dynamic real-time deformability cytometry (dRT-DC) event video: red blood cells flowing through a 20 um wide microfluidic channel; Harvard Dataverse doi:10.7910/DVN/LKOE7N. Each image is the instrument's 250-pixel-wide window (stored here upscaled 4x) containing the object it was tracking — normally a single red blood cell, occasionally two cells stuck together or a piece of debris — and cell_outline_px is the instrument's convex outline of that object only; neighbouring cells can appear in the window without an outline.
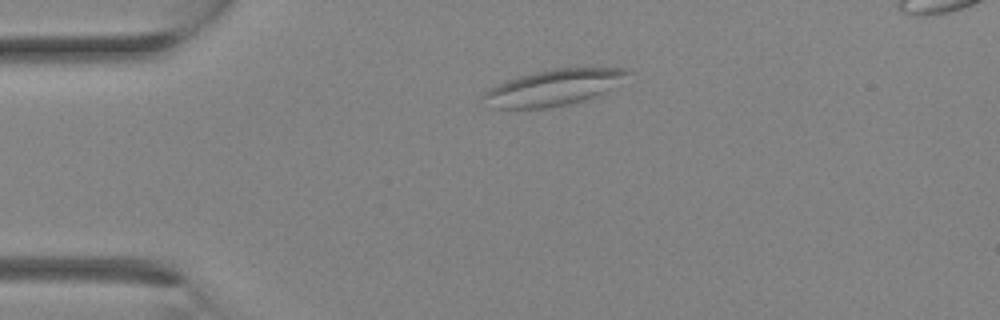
{"species": "Egyptian fruit bat (a non-hibernating species)", "species_latin": "Rousettus aegyptiacus", "temperature_condition": "room temperature", "stored_images_in_passage": 2, "camera_frame_rate_fps": 3000, "um_per_image_px": 0.085, "animal": {"sex": "female"}, "frame": {"image": 1, "passage_image": 1, "time_ms": 0.0, "image_size_px": [1000, 320], "cell_outline_px": [[632, 72], [600, 96], [568, 104], [544, 108], [492, 108], [480, 96], [484, 92], [496, 84], [520, 76], [536, 72], [556, 68], [628, 68]], "centroid_in_image_um": [47.05, 7.44], "position_along_channel_um": 38.0, "area_um2": 30.06}}
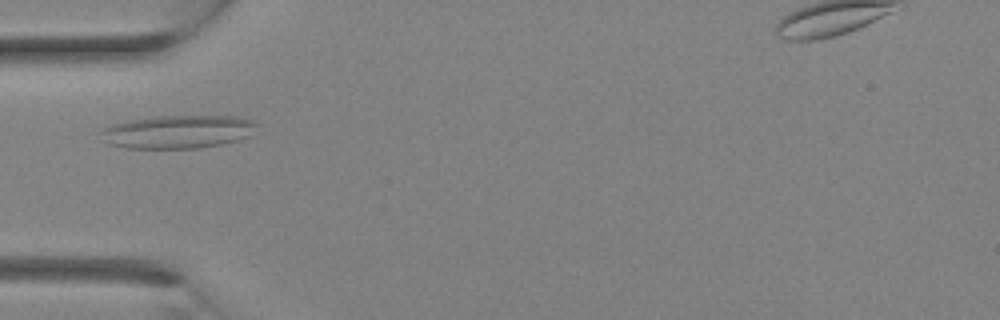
{"frame": {"image": 2, "passage_image": 2, "time_ms": 1.0, "image_size_px": [1000, 320], "cell_outline_px": [[256, 124], [248, 136], [236, 140], [220, 144], [196, 148], [124, 148], [108, 144], [100, 132], [104, 128], [112, 124], [124, 120], [160, 116], [236, 116], [252, 120]], "centroid_in_image_um": [15.05, 11.19], "position_along_channel_um": 69.9, "area_um2": 29.88}}